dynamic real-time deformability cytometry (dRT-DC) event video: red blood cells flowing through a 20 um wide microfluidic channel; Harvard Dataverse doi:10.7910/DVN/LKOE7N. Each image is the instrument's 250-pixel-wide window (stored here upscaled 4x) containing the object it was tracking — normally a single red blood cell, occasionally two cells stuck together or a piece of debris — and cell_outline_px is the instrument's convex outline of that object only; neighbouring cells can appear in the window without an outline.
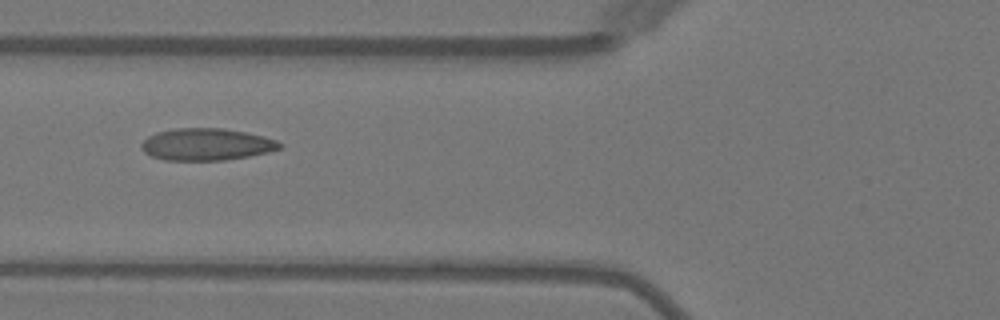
{"species": "Egyptian fruit bat (a non-hibernating species)", "species_latin": "Rousettus aegyptiacus", "temperature_condition": "warm", "stored_images_in_passage": 6, "camera_frame_rate_fps": 3000, "um_per_image_px": 0.085, "animal": {"sex": "female"}, "frame": {"image": 1, "passage_image": 5, "time_ms": 7.667, "image_size_px": [1000, 320], "cell_outline_px": [[284, 144], [280, 148], [268, 152], [248, 156], [224, 160], [164, 160], [152, 156], [144, 152], [140, 148], [140, 144], [148, 136], [156, 132], [176, 128], [224, 128], [264, 136], [276, 140]], "centroid_in_image_um": [17.53, 12.27], "position_along_channel_um": 108.3, "area_um2": 25.84}}
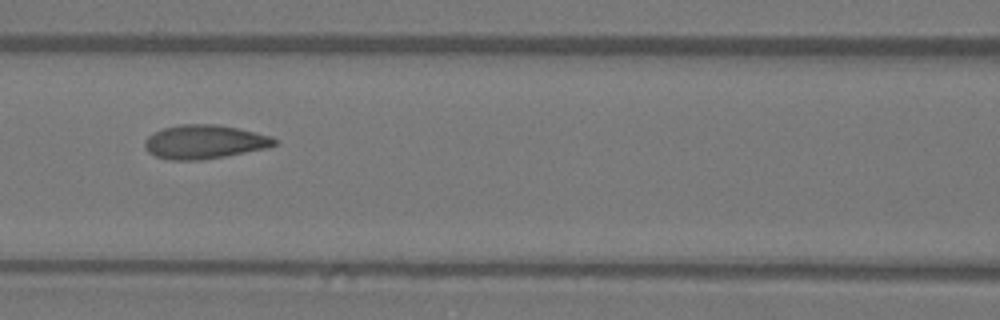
{"frame": {"image": 2, "passage_image": 6, "time_ms": 8.667, "image_size_px": [1000, 320], "cell_outline_px": [[276, 144], [268, 148], [224, 156], [200, 160], [172, 160], [156, 156], [148, 152], [144, 144], [144, 140], [148, 136], [164, 128], [180, 124], [216, 124], [236, 128], [272, 136], [276, 140]], "centroid_in_image_um": [17.37, 12.06], "position_along_channel_um": 149.2, "area_um2": 25.37}}